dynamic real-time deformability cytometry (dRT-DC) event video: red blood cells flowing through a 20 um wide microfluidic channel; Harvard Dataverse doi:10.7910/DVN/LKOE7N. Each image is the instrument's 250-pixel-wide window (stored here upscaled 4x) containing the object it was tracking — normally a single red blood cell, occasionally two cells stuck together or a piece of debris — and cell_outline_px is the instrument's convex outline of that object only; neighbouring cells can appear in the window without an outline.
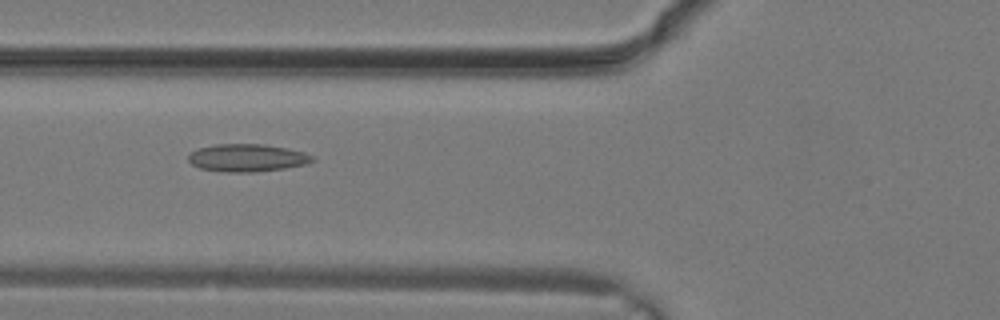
{"species": "common noctule bat (a hibernating species)", "species_latin": "Nyctalus noctula", "temperature_condition": "warm", "stored_images_in_passage": 17, "camera_frame_rate_fps": 3000, "um_per_image_px": 0.085, "animal": {"sex": "male", "body_mass_g": 19.2, "forearm_length_mm": 51.8}, "frame": {"image": 1, "passage_image": 12, "time_ms": 3.667, "image_size_px": [1000, 320], "cell_outline_px": [[316, 160], [304, 164], [284, 168], [256, 172], [228, 172], [200, 168], [192, 164], [188, 160], [188, 156], [192, 152], [200, 148], [216, 144], [264, 144], [288, 148], [304, 152], [312, 156]], "centroid_in_image_um": [21.02, 13.41], "position_along_channel_um": 104.8, "area_um2": 19.83}}
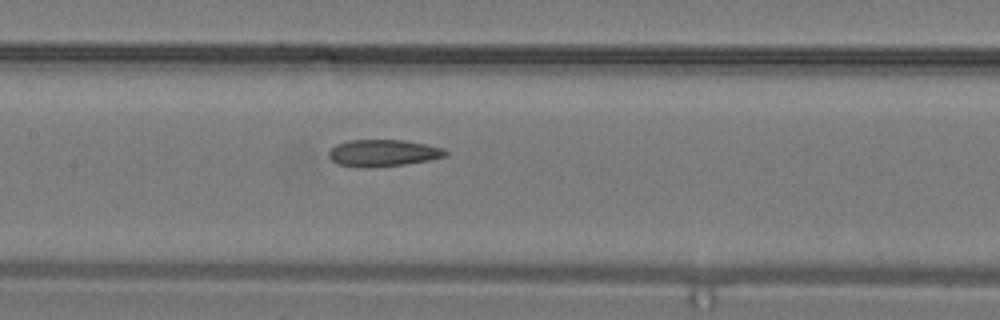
{"frame": {"image": 2, "passage_image": 15, "time_ms": 4.667, "image_size_px": [1000, 320], "cell_outline_px": [[448, 152], [444, 156], [428, 160], [404, 164], [336, 164], [328, 156], [328, 152], [336, 144], [348, 140], [404, 140], [444, 148]], "centroid_in_image_um": [32.58, 12.94], "position_along_channel_um": 174.8, "area_um2": 17.17}}
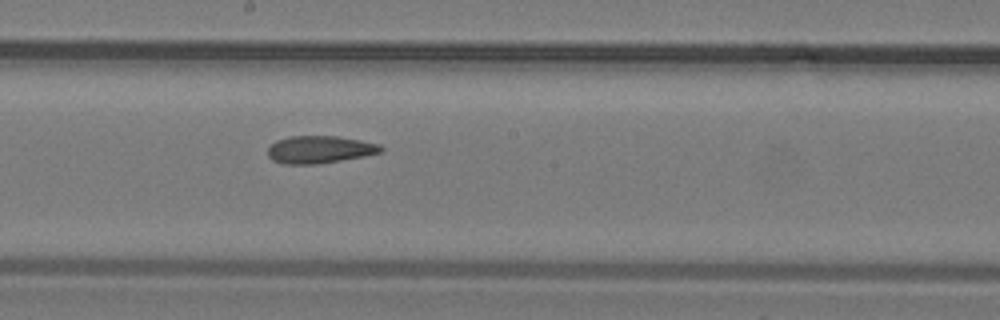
{"frame": {"image": 3, "passage_image": 17, "time_ms": 5.333, "image_size_px": [1000, 320], "cell_outline_px": [[384, 152], [364, 156], [316, 164], [284, 164], [272, 160], [268, 156], [268, 148], [276, 140], [288, 136], [336, 136], [380, 144], [384, 148]], "centroid_in_image_um": [27.17, 12.71], "position_along_channel_um": 221.0, "area_um2": 18.09}}